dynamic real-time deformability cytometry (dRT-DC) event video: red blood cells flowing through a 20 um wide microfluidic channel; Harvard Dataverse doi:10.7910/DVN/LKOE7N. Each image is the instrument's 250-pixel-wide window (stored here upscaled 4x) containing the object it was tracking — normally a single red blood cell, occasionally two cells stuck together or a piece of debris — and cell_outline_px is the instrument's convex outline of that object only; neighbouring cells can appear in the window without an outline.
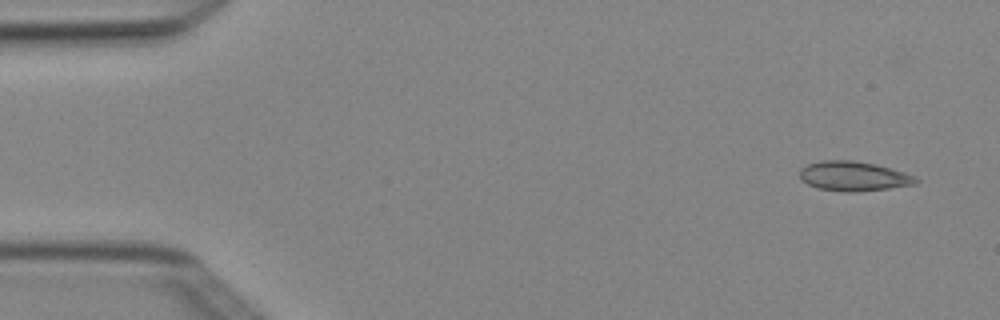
{"species": "Egyptian fruit bat (a non-hibernating species)", "species_latin": "Rousettus aegyptiacus", "temperature_condition": "cold", "stored_images_in_passage": 4, "camera_frame_rate_fps": 3000, "um_per_image_px": 0.085, "animal": {"sex": "female"}, "frame": {"image": 1, "passage_image": 1, "time_ms": 0.0, "image_size_px": [1000, 320], "cell_outline_px": [[920, 180], [916, 184], [888, 188], [856, 192], [844, 192], [816, 188], [800, 180], [800, 168], [808, 164], [824, 160], [852, 160], [876, 164], [892, 168], [916, 176]], "centroid_in_image_um": [72.56, 14.97], "position_along_channel_um": 12.4, "area_um2": 20.23}}
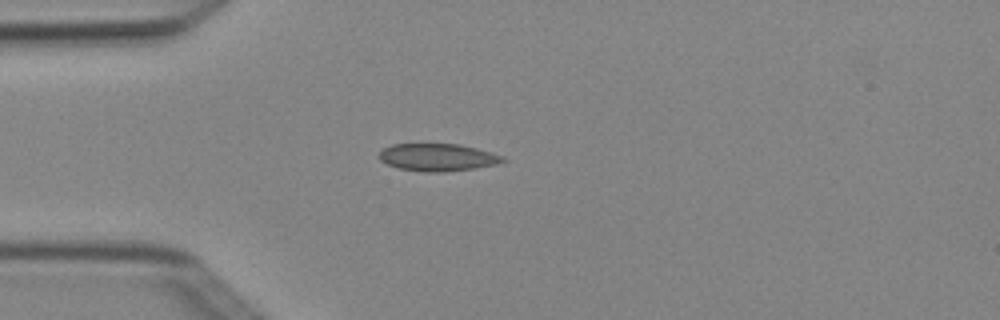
{"frame": {"image": 2, "passage_image": 4, "time_ms": 1.0, "image_size_px": [1000, 320], "cell_outline_px": [[508, 160], [496, 164], [472, 168], [444, 172], [424, 172], [400, 168], [388, 164], [380, 160], [380, 152], [384, 148], [392, 144], [420, 140], [460, 144], [492, 152], [504, 156]], "centroid_in_image_um": [37.18, 13.31], "position_along_channel_um": 47.8, "area_um2": 20.63}}